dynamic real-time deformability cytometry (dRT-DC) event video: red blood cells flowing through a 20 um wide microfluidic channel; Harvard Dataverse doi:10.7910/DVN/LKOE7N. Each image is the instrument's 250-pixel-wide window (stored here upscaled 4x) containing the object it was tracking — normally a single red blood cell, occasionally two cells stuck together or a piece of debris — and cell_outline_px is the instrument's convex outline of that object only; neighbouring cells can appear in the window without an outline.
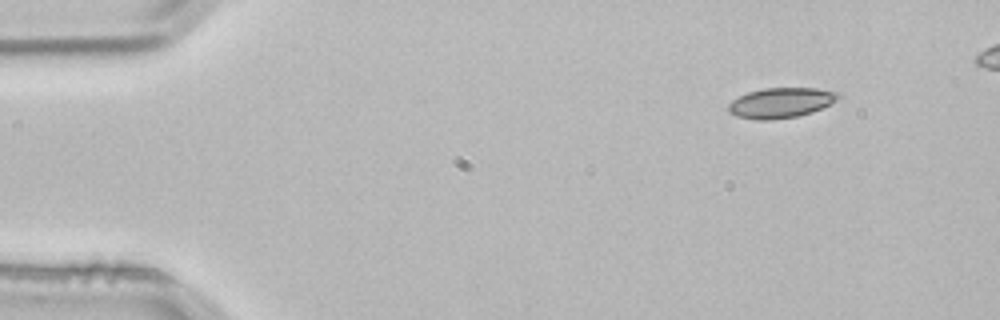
{"species": "common noctule bat (a hibernating species)", "species_latin": "Nyctalus noctula", "temperature_condition": "room temperature", "stored_images_in_passage": 4, "camera_frame_rate_fps": 3000, "um_per_image_px": 0.085, "animal": {"sex": "male", "body_mass_g": 21.5, "forearm_length_mm": 52.0}, "frame": {"image": 1, "passage_image": 1, "time_ms": 0.0, "image_size_px": [1000, 320], "cell_outline_px": [[840, 96], [836, 100], [812, 112], [796, 116], [772, 120], [756, 120], [736, 116], [728, 112], [728, 104], [732, 100], [748, 92], [764, 88], [816, 88], [840, 92]], "centroid_in_image_um": [66.34, 8.73], "position_along_channel_um": 18.7, "area_um2": 19.25}}